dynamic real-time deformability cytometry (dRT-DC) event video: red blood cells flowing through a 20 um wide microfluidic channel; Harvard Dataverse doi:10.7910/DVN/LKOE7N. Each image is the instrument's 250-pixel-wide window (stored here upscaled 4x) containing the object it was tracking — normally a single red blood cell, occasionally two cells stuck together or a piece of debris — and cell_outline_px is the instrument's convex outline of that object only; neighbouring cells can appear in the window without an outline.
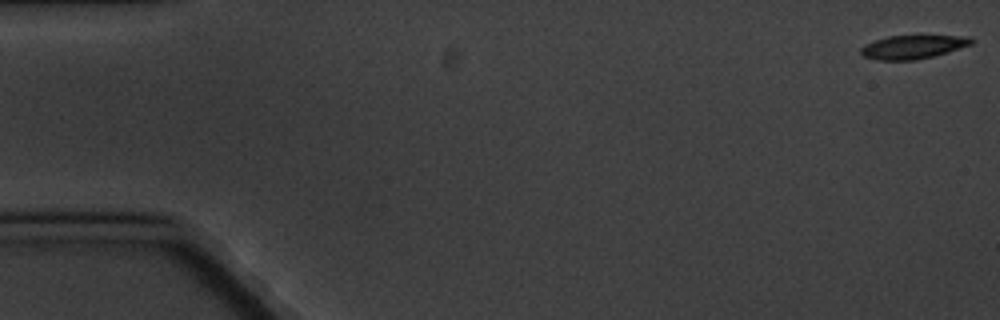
{"species": "common noctule bat (a hibernating species)", "species_latin": "Nyctalus noctula", "temperature_condition": "cold", "stored_images_in_passage": 6, "camera_frame_rate_fps": 3000, "um_per_image_px": 0.085, "animal": {"sex": "male", "body_mass_g": 20.1, "forearm_length_mm": 53.5}, "frame": {"image": 1, "passage_image": 1, "time_ms": 0.0, "image_size_px": [1000, 320], "cell_outline_px": [[976, 40], [972, 44], [932, 56], [916, 60], [876, 60], [864, 56], [860, 52], [860, 48], [864, 44], [888, 36], [972, 36]], "centroid_in_image_um": [77.59, 3.99], "position_along_channel_um": 7.4, "area_um2": 15.09}}
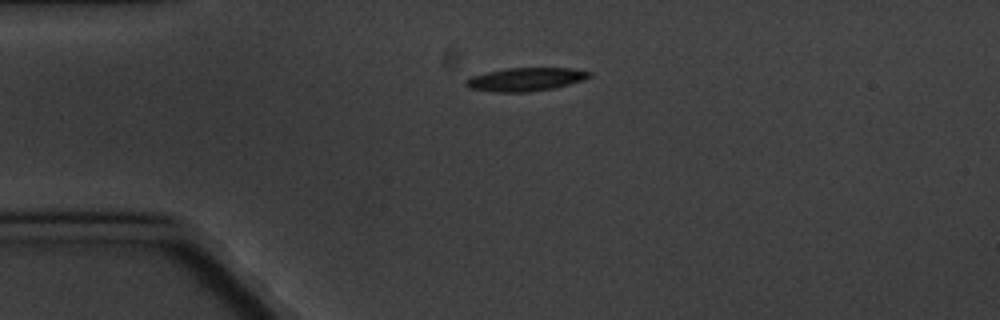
{"frame": {"image": 2, "passage_image": 4, "time_ms": 4.333, "image_size_px": [1000, 320], "cell_outline_px": [[592, 76], [584, 80], [552, 88], [528, 92], [496, 92], [468, 88], [464, 84], [464, 80], [472, 76], [504, 68], [572, 68], [592, 72]], "centroid_in_image_um": [44.67, 6.74], "position_along_channel_um": 40.3, "area_um2": 16.82}}